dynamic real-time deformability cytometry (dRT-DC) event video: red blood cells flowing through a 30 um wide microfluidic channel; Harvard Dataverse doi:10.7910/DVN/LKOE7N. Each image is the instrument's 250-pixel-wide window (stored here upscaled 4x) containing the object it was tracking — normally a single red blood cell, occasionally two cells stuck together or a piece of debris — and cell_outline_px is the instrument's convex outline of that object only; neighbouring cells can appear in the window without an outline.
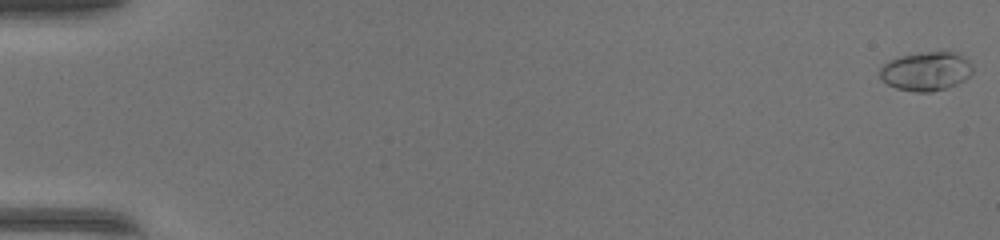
{"species": "common noctule bat (a hibernating species)", "species_latin": "Nyctalus noctula", "temperature_condition": "warm", "stored_images_in_passage": 51, "camera_frame_rate_fps": 3000, "um_per_image_px": 0.085, "animal": {"sex": "female", "body_mass_g": 17.0, "forearm_length_mm": 48.0}, "frame": {"image": 1, "passage_image": 1, "time_ms": 0.0, "image_size_px": [1000, 240], "cell_outline_px": [[972, 72], [964, 80], [948, 88], [932, 92], [916, 92], [896, 88], [888, 84], [880, 76], [880, 68], [888, 60], [900, 56], [920, 52], [956, 52], [964, 56], [972, 64]], "centroid_in_image_um": [78.73, 6.05], "position_along_channel_um": 6.3, "area_um2": 21.1}}
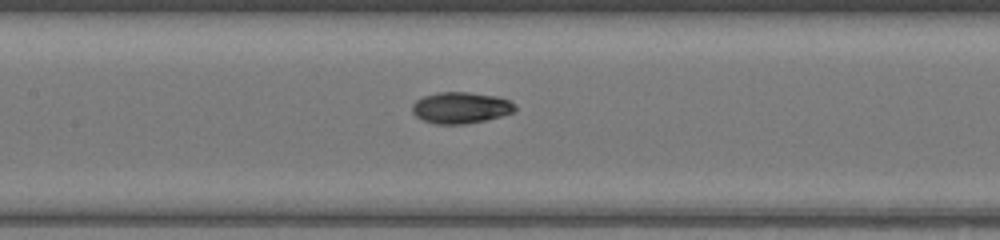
{"frame": {"image": 2, "passage_image": 26, "time_ms": 8.333, "image_size_px": [1000, 240], "cell_outline_px": [[516, 112], [484, 120], [464, 124], [436, 124], [424, 120], [416, 116], [412, 112], [412, 104], [416, 100], [424, 96], [436, 92], [468, 92], [496, 96], [508, 100], [516, 104]], "centroid_in_image_um": [39.17, 9.15], "position_along_channel_um": 168.2, "area_um2": 18.79}}
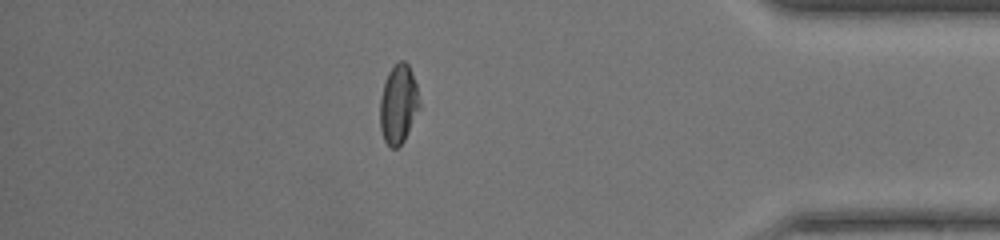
{"frame": {"image": 3, "passage_image": 45, "time_ms": 14.667, "image_size_px": [1000, 240], "cell_outline_px": [[420, 108], [404, 140], [396, 148], [392, 148], [384, 140], [380, 128], [380, 100], [384, 84], [388, 72], [400, 60], [404, 60], [408, 64], [416, 84], [420, 100]], "centroid_in_image_um": [33.87, 8.86], "position_along_channel_um": 401.3, "area_um2": 18.03}, "authors_computed_cell_mechanics": {"area_um2": 18.6694, "velocity_mm_per_s": 4.2033, "shape_relaxation_time_tau1_ms": 3.6137, "shape_relaxation_time_tau2_ms": 1.7051, "deformation_change_tau1": 0.1918, "deformation_change_tau2": 0.0508}}